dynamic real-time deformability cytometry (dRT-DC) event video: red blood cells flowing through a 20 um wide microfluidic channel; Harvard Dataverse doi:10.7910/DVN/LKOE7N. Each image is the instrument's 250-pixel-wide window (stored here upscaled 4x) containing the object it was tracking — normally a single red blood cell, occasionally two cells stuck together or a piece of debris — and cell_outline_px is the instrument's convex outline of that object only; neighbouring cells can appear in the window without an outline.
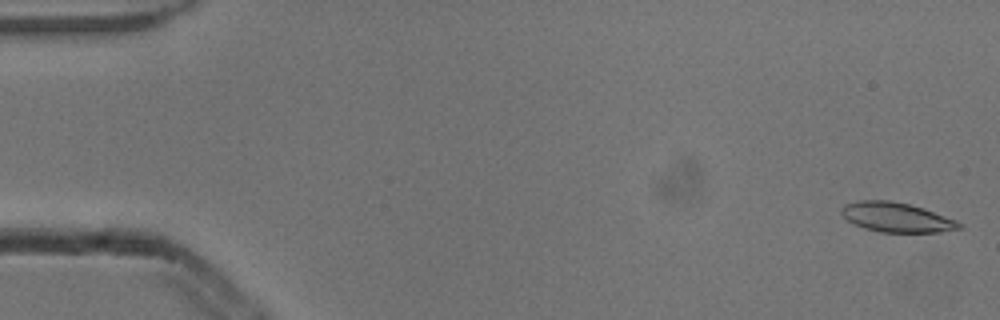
{"species": "common noctule bat (a hibernating species)", "species_latin": "Nyctalus noctula", "temperature_condition": "cold", "stored_images_in_passage": 4, "camera_frame_rate_fps": 3000, "um_per_image_px": 0.085, "animal": {"sex": "male", "body_mass_g": 13.3}, "frame": {"image": 1, "passage_image": 1, "time_ms": 0.0, "image_size_px": [1000, 320], "cell_outline_px": [[964, 228], [940, 232], [880, 232], [864, 228], [848, 220], [840, 212], [840, 208], [844, 204], [856, 200], [892, 200], [924, 208], [956, 220]], "centroid_in_image_um": [76.19, 18.46], "position_along_channel_um": 8.8, "area_um2": 20.35}}
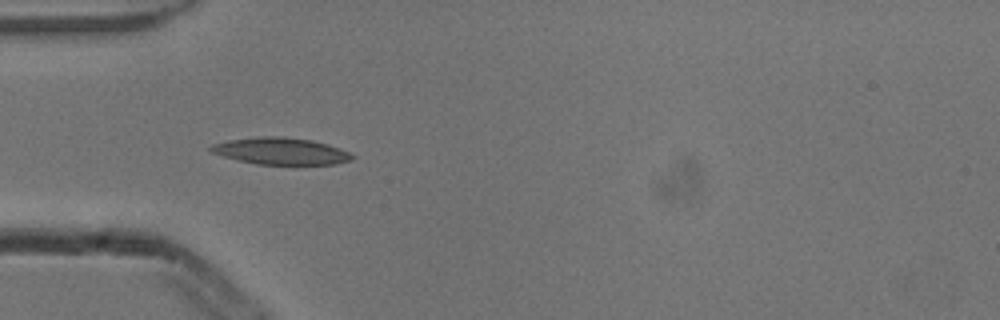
{"frame": {"image": 2, "passage_image": 3, "time_ms": 0.667, "image_size_px": [1000, 320], "cell_outline_px": [[356, 156], [352, 160], [336, 164], [256, 164], [224, 156], [212, 152], [208, 148], [212, 144], [228, 140], [256, 136], [284, 136], [312, 140], [328, 144], [348, 152]], "centroid_in_image_um": [23.88, 12.83], "position_along_channel_um": 61.1, "area_um2": 22.08}}
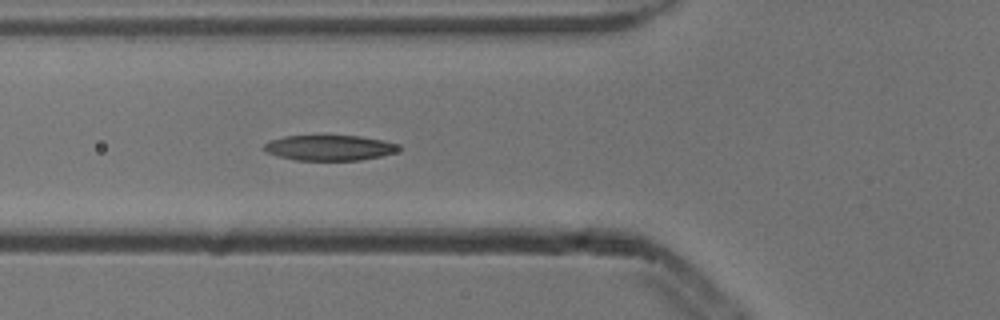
{"frame": {"image": 3, "passage_image": 4, "time_ms": 1.0, "image_size_px": [1000, 320], "cell_outline_px": [[404, 148], [396, 152], [380, 156], [360, 160], [296, 160], [280, 156], [268, 152], [264, 148], [264, 144], [272, 140], [284, 136], [360, 136], [400, 144]], "centroid_in_image_um": [28.08, 12.56], "position_along_channel_um": 97.7, "area_um2": 19.71}}